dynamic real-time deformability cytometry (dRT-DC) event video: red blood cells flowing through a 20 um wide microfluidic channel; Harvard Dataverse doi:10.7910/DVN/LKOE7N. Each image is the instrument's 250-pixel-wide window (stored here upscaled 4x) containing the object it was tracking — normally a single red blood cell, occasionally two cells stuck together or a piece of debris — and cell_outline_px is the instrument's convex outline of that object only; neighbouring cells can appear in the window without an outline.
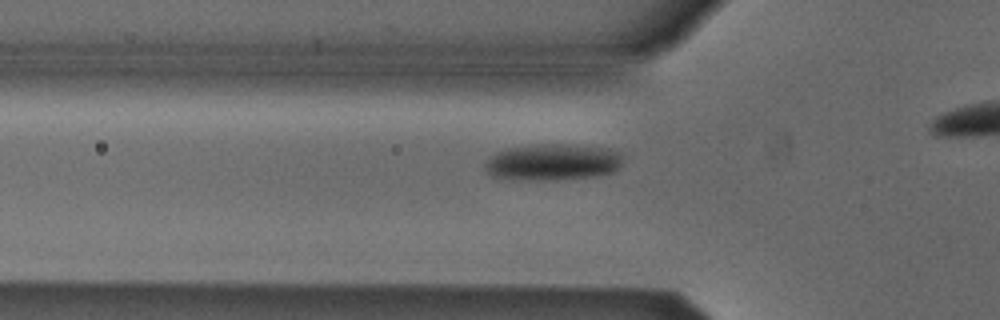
{"species": "Egyptian fruit bat (a non-hibernating species)", "species_latin": "Rousettus aegyptiacus", "temperature_condition": "cold", "stored_images_in_passage": 27, "camera_frame_rate_fps": 3000, "um_per_image_px": 0.085, "animal": {"sex": "male"}, "frame": {"image": 1, "passage_image": 2, "time_ms": 0.333, "image_size_px": [1000, 320], "cell_outline_px": [[624, 156], [620, 164], [612, 172], [588, 176], [492, 176], [484, 168], [484, 164], [496, 152], [508, 148], [540, 144], [572, 144], [608, 148], [620, 152]], "centroid_in_image_um": [47.05, 13.68], "position_along_channel_um": 78.8, "area_um2": 27.34}}
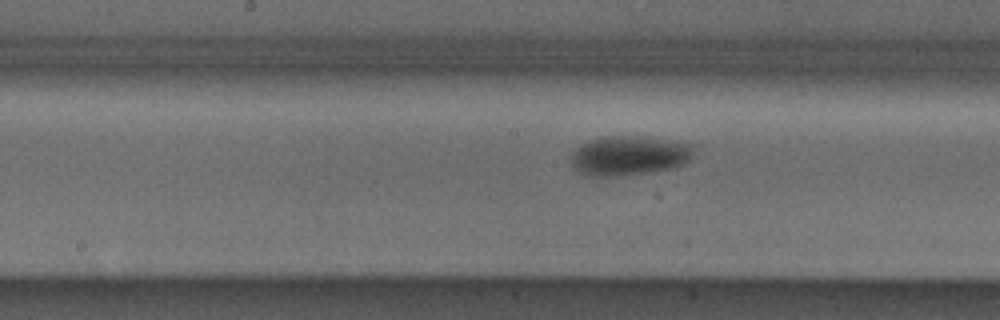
{"frame": {"image": 2, "passage_image": 11, "time_ms": 3.333, "image_size_px": [1000, 320], "cell_outline_px": [[692, 148], [688, 160], [684, 164], [676, 168], [652, 172], [620, 176], [584, 176], [572, 168], [572, 152], [576, 148], [588, 140], [604, 136], [628, 136], [692, 144]], "centroid_in_image_um": [53.39, 13.26], "position_along_channel_um": 194.8, "area_um2": 28.03}}
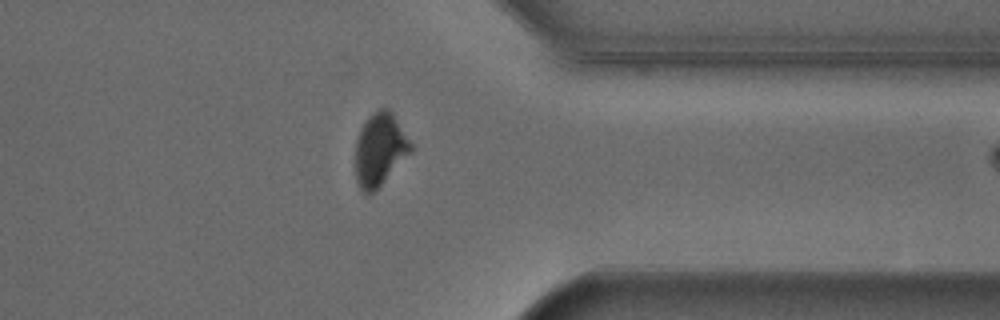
{"frame": {"image": 3, "passage_image": 26, "time_ms": 8.333, "image_size_px": [1000, 320], "cell_outline_px": [[412, 152], [368, 196], [360, 188], [356, 180], [356, 140], [360, 128], [364, 120], [372, 112], [380, 108], [388, 108], [392, 112], [412, 144]], "centroid_in_image_um": [32.27, 12.66], "position_along_channel_um": 379.1, "area_um2": 23.29}}